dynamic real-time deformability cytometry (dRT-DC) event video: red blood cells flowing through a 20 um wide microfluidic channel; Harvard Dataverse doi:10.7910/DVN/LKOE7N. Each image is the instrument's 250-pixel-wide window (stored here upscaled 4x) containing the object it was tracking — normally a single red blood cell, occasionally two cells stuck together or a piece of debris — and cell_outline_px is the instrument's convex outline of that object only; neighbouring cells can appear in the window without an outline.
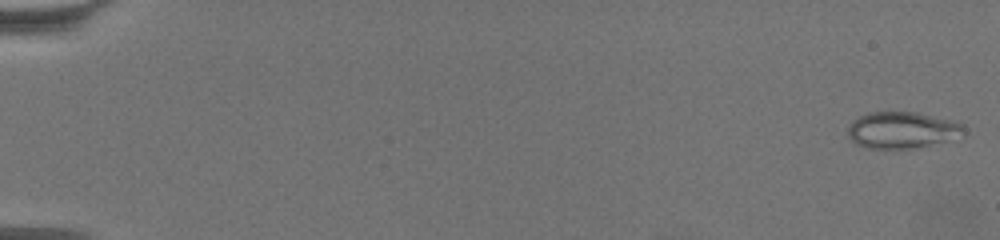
{"species": "common noctule bat (a hibernating species)", "species_latin": "Nyctalus noctula", "temperature_condition": "warm", "stored_images_in_passage": 63, "camera_frame_rate_fps": 3000, "um_per_image_px": 0.085, "animal": {"sex": "female", "body_mass_g": 19.5, "forearm_length_mm": 54.1}, "frame": {"image": 1, "passage_image": 1, "time_ms": 0.0, "image_size_px": [1000, 240], "cell_outline_px": [[968, 132], [960, 140], [916, 148], [868, 148], [856, 144], [848, 136], [848, 124], [852, 120], [868, 112], [920, 112], [964, 124]], "centroid_in_image_um": [76.79, 11.07], "position_along_channel_um": 8.2, "area_um2": 25.49}}
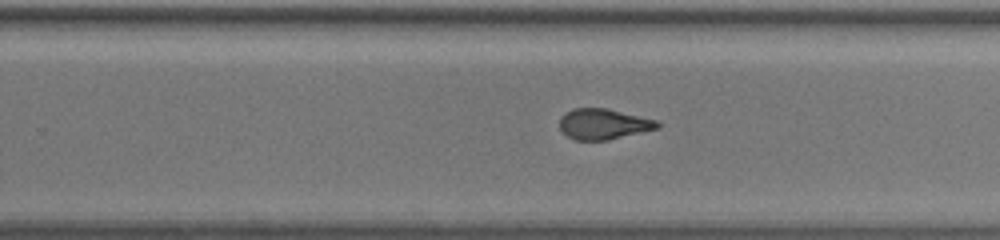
{"frame": {"image": 2, "passage_image": 42, "time_ms": 13.667, "image_size_px": [1000, 240], "cell_outline_px": [[660, 128], [608, 140], [572, 140], [560, 128], [560, 116], [564, 112], [572, 108], [608, 108], [660, 120]], "centroid_in_image_um": [51.32, 10.53], "position_along_channel_um": 278.5, "area_um2": 17.8}}
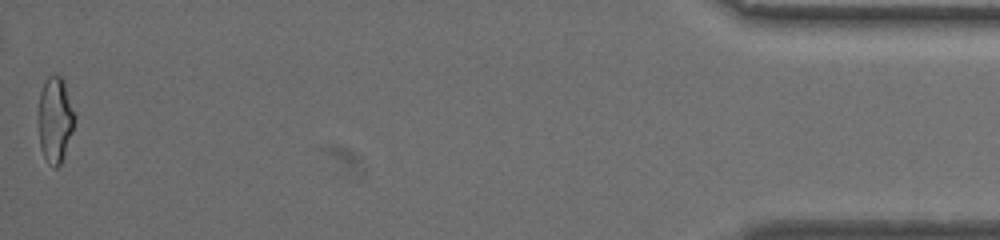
{"frame": {"image": 3, "passage_image": 63, "time_ms": 20.667, "image_size_px": [1000, 240], "cell_outline_px": [[76, 120], [72, 132], [60, 164], [56, 168], [52, 168], [48, 164], [40, 148], [40, 92], [44, 80], [48, 76], [60, 76], [64, 80], [76, 116]], "centroid_in_image_um": [4.71, 10.17], "position_along_channel_um": 430.5, "area_um2": 17.86}, "authors_computed_cell_mechanics": {"area_um2": 18.3804, "velocity_mm_per_s": 3.389, "shape_relaxation_time_tau1_ms": 9.4502, "shape_relaxation_time_tau2_ms": 1.3797, "deformation_change_tau1": 0.2773, "deformation_change_tau2": 0.0911}}